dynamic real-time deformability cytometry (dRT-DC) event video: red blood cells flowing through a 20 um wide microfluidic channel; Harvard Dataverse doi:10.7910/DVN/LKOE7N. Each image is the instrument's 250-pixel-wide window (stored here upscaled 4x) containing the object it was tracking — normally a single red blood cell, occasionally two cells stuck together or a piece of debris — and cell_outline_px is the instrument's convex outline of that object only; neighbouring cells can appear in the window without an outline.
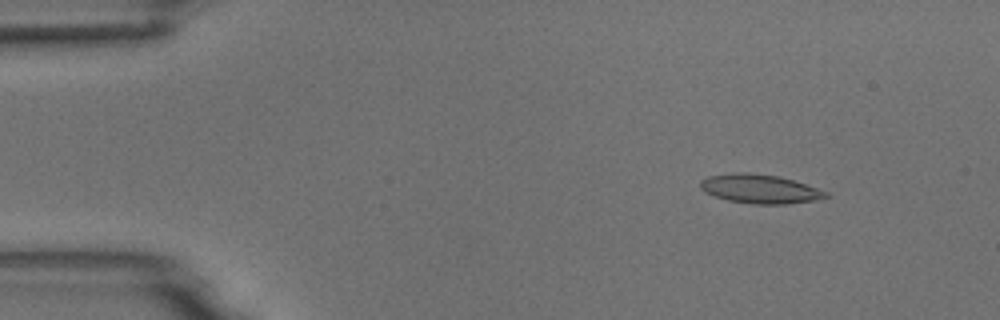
{"species": "common noctule bat (a hibernating species)", "species_latin": "Nyctalus noctula", "temperature_condition": "room temperature", "stored_images_in_passage": 5, "camera_frame_rate_fps": 3000, "um_per_image_px": 0.085, "animal": {"sex": "male", "body_mass_g": 18.8}, "frame": {"image": 1, "passage_image": 2, "time_ms": 0.333, "image_size_px": [1000, 320], "cell_outline_px": [[832, 196], [812, 200], [788, 204], [752, 204], [728, 200], [704, 192], [700, 188], [700, 180], [708, 176], [736, 172], [748, 172], [776, 176], [792, 180], [828, 192]], "centroid_in_image_um": [64.56, 16.05], "position_along_channel_um": 20.4, "area_um2": 21.04}}